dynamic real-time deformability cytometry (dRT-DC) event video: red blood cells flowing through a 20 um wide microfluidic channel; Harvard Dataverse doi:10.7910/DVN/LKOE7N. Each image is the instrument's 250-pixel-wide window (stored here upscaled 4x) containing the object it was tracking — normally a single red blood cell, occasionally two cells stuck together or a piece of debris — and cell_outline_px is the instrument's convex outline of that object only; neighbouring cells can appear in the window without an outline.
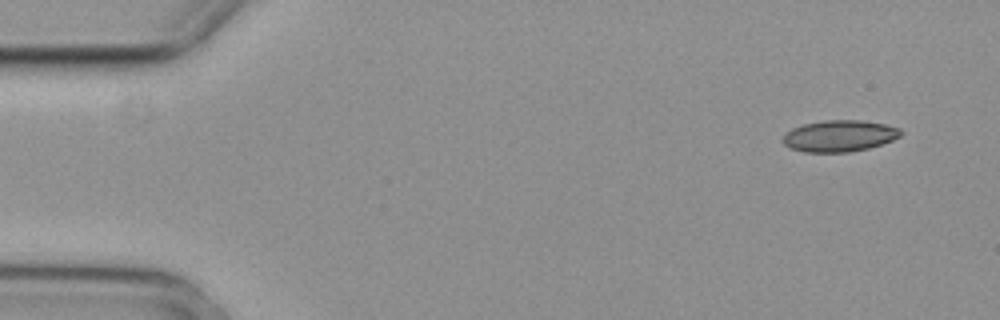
{"species": "common noctule bat (a hibernating species)", "species_latin": "Nyctalus noctula", "temperature_condition": "cold", "stored_images_in_passage": 4, "camera_frame_rate_fps": 3000, "um_per_image_px": 0.085, "animal": {"sex": "female", "body_mass_g": 29.2, "forearm_length_mm": 56.3}, "frame": {"image": 1, "passage_image": 1, "time_ms": 0.0, "image_size_px": [1000, 320], "cell_outline_px": [[904, 132], [900, 136], [892, 140], [868, 148], [848, 152], [804, 152], [792, 148], [784, 144], [784, 132], [792, 128], [804, 124], [828, 120], [860, 120], [884, 124], [900, 128]], "centroid_in_image_um": [71.36, 11.55], "position_along_channel_um": 13.6, "area_um2": 21.44}}
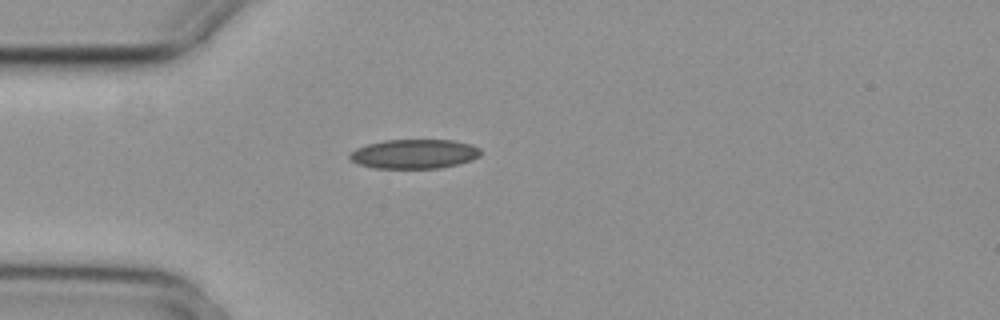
{"frame": {"image": 2, "passage_image": 4, "time_ms": 1.0, "image_size_px": [1000, 320], "cell_outline_px": [[480, 156], [472, 160], [440, 168], [376, 168], [360, 164], [352, 160], [348, 156], [356, 148], [368, 144], [384, 140], [452, 140], [472, 144], [480, 148]], "centroid_in_image_um": [35.24, 13.08], "position_along_channel_um": 49.8, "area_um2": 22.25}}